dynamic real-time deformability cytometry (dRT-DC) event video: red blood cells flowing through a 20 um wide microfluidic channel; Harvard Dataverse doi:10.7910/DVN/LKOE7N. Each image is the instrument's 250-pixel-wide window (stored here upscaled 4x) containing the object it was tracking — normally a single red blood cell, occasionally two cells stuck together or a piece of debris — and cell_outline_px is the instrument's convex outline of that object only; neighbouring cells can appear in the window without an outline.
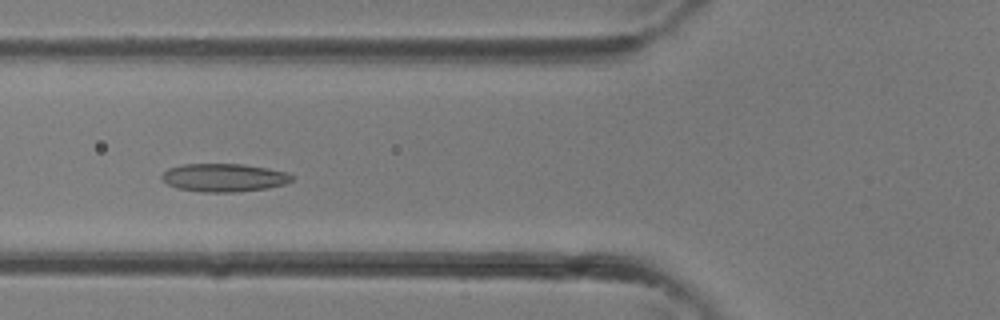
{"species": "common noctule bat (a hibernating species)", "species_latin": "Nyctalus noctula", "temperature_condition": "room temperature", "stored_images_in_passage": 35, "camera_frame_rate_fps": 3000, "um_per_image_px": 0.085, "animal": {"sex": "female"}, "frame": {"image": 1, "passage_image": 13, "time_ms": 4.0, "image_size_px": [1000, 320], "cell_outline_px": [[296, 176], [292, 180], [284, 184], [268, 188], [236, 192], [200, 192], [176, 188], [168, 184], [160, 176], [168, 168], [184, 164], [244, 164], [268, 168], [288, 172]], "centroid_in_image_um": [19.07, 15.1], "position_along_channel_um": 106.7, "area_um2": 21.5}}
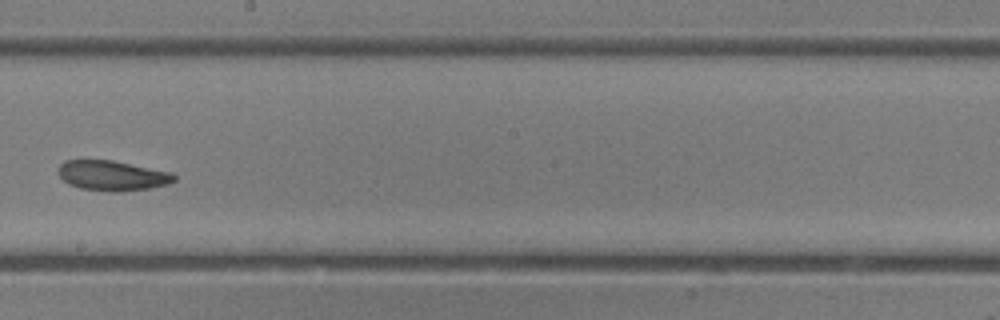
{"frame": {"image": 2, "passage_image": 20, "time_ms": 6.333, "image_size_px": [1000, 320], "cell_outline_px": [[176, 180], [168, 184], [148, 188], [120, 192], [112, 192], [80, 188], [68, 184], [56, 172], [56, 168], [64, 160], [112, 160], [172, 172], [176, 176]], "centroid_in_image_um": [9.52, 14.92], "position_along_channel_um": 238.7, "area_um2": 20.46}}
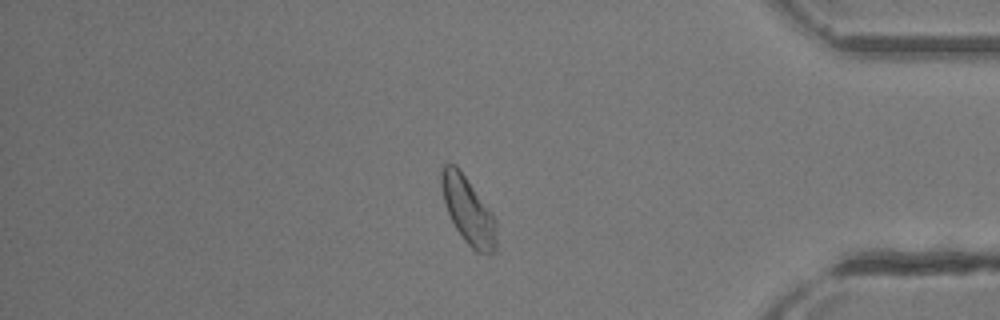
{"frame": {"image": 3, "passage_image": 30, "time_ms": 9.667, "image_size_px": [1000, 320], "cell_outline_px": [[496, 252], [476, 252], [464, 240], [456, 228], [448, 212], [444, 200], [440, 184], [440, 172], [444, 164], [456, 164], [460, 168], [488, 208], [496, 220]], "centroid_in_image_um": [39.78, 17.86], "position_along_channel_um": 395.4, "area_um2": 21.21}}